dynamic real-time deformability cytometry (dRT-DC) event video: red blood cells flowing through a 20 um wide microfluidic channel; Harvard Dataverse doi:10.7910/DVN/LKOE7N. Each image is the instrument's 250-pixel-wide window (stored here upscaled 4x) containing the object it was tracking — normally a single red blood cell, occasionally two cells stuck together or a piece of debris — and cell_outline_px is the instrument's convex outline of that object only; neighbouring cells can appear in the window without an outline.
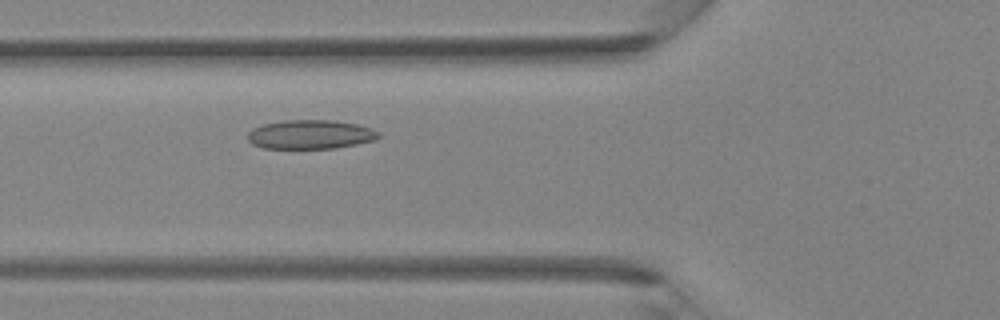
{"species": "Egyptian fruit bat (a non-hibernating species)", "species_latin": "Rousettus aegyptiacus", "temperature_condition": "room temperature", "stored_images_in_passage": 30, "camera_frame_rate_fps": 3000, "um_per_image_px": 0.085, "animal": {"sex": "female"}, "frame": {"image": 1, "passage_image": 4, "time_ms": 1.0, "image_size_px": [1000, 320], "cell_outline_px": [[380, 136], [376, 140], [336, 148], [264, 148], [252, 144], [248, 140], [248, 132], [252, 128], [264, 124], [284, 120], [336, 120], [356, 124], [372, 128], [380, 132]], "centroid_in_image_um": [26.41, 11.42], "position_along_channel_um": 99.4, "area_um2": 22.25}}
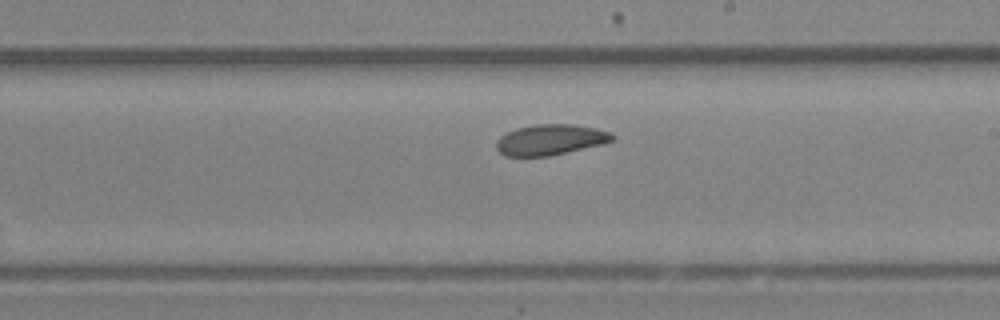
{"frame": {"image": 2, "passage_image": 13, "time_ms": 4.0, "image_size_px": [1000, 320], "cell_outline_px": [[616, 136], [612, 140], [604, 144], [548, 156], [504, 156], [496, 148], [496, 140], [500, 136], [516, 128], [536, 124], [572, 124], [596, 128], [612, 132]], "centroid_in_image_um": [46.8, 11.87], "position_along_channel_um": 242.2, "area_um2": 20.81}}
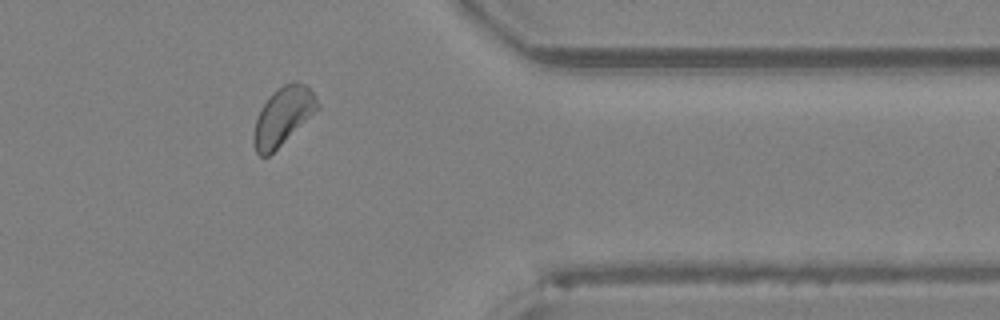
{"frame": {"image": 3, "passage_image": 23, "time_ms": 7.333, "image_size_px": [1000, 320], "cell_outline_px": [[320, 108], [268, 156], [260, 156], [256, 152], [252, 140], [256, 120], [260, 108], [272, 92], [284, 84], [296, 80], [308, 84], [316, 96], [320, 104]], "centroid_in_image_um": [24.07, 9.82], "position_along_channel_um": 387.3, "area_um2": 21.62}}